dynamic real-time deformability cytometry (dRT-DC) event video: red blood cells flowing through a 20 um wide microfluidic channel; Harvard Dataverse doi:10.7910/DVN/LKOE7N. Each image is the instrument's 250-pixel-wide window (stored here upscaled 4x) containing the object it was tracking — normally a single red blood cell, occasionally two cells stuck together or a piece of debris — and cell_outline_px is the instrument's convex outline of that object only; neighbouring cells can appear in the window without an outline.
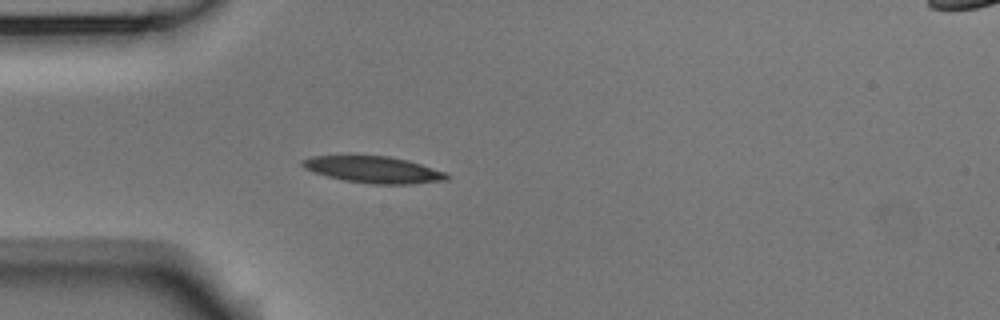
{"species": "Egyptian fruit bat (a non-hibernating species)", "species_latin": "Rousettus aegyptiacus", "temperature_condition": "room temperature", "stored_images_in_passage": 5, "camera_frame_rate_fps": 3000, "um_per_image_px": 0.085, "animal": {"sex": "male"}, "frame": {"image": 1, "passage_image": 5, "time_ms": 1.333, "image_size_px": [1000, 320], "cell_outline_px": [[452, 176], [448, 180], [412, 184], [372, 184], [344, 180], [312, 172], [304, 168], [300, 164], [300, 160], [312, 156], [388, 156], [408, 160], [448, 172]], "centroid_in_image_um": [31.8, 14.42], "position_along_channel_um": 53.2, "area_um2": 22.6}}